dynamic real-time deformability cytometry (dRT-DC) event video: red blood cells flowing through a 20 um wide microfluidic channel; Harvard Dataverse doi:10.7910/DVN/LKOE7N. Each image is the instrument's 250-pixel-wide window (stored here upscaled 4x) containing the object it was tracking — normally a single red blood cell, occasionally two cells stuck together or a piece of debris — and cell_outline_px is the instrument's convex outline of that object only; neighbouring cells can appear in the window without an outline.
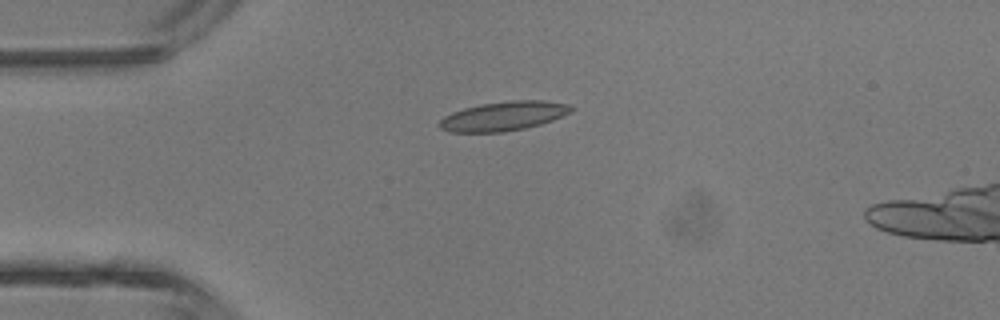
{"species": "common noctule bat (a hibernating species)", "species_latin": "Nyctalus noctula", "temperature_condition": "room temperature", "stored_images_in_passage": 4, "camera_frame_rate_fps": 3000, "um_per_image_px": 0.085, "animal": {"sex": "male", "body_mass_g": 13.3}, "frame": {"image": 1, "passage_image": 3, "time_ms": 2.667, "image_size_px": [1000, 320], "cell_outline_px": [[576, 108], [572, 112], [552, 120], [540, 124], [524, 128], [504, 132], [448, 132], [440, 128], [436, 124], [444, 116], [452, 112], [464, 108], [480, 104], [512, 100], [544, 100], [568, 104]], "centroid_in_image_um": [42.79, 9.86], "position_along_channel_um": 42.2, "area_um2": 22.6}}